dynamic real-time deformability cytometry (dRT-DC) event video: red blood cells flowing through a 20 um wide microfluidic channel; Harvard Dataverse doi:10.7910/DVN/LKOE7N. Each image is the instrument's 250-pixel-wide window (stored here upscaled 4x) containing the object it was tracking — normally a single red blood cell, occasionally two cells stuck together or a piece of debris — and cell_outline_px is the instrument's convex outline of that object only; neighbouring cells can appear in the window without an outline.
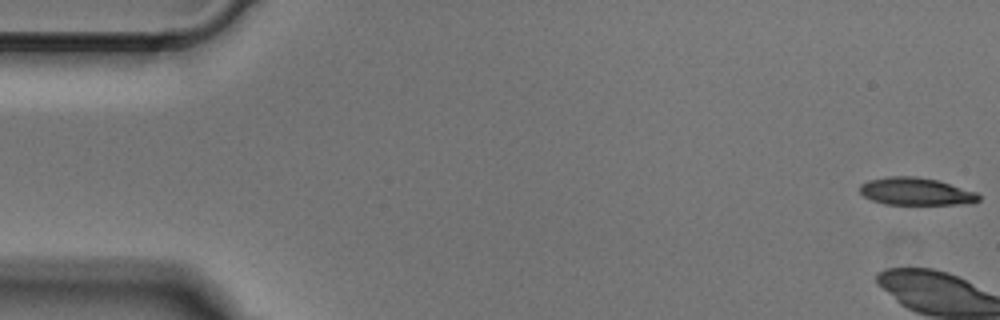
{"species": "Egyptian fruit bat (a non-hibernating species)", "species_latin": "Rousettus aegyptiacus", "temperature_condition": "cold", "stored_images_in_passage": 8, "camera_frame_rate_fps": 3000, "um_per_image_px": 0.085, "animal": {"sex": "male"}, "frame": {"image": 1, "passage_image": 1, "time_ms": 0.0, "image_size_px": [1000, 320], "cell_outline_px": [[980, 200], [972, 204], [884, 204], [872, 200], [864, 196], [860, 192], [860, 184], [868, 180], [888, 176], [916, 176], [936, 180], [976, 192], [980, 196]], "centroid_in_image_um": [77.84, 16.27], "position_along_channel_um": 7.2, "area_um2": 19.02}}